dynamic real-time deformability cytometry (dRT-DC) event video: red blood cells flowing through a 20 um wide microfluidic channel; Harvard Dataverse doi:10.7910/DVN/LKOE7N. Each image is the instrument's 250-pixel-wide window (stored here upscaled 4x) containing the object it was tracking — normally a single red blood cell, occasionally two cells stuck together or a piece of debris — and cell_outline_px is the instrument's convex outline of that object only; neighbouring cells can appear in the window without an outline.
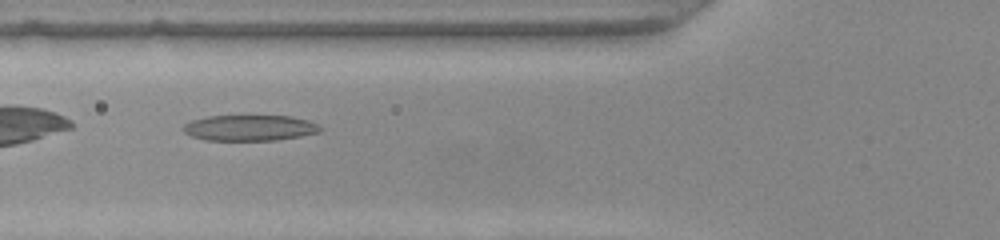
{"species": "common noctule bat (a hibernating species)", "species_latin": "Nyctalus noctula", "temperature_condition": "warm", "stored_images_in_passage": 32, "camera_frame_rate_fps": 3000, "um_per_image_px": 0.085, "animal": {"sex": "female", "body_mass_g": 22.0, "forearm_length_mm": 56.7}, "frame": {"image": 1, "passage_image": 4, "time_ms": 1.0, "image_size_px": [1000, 240], "cell_outline_px": [[324, 128], [320, 132], [300, 136], [276, 140], [204, 140], [192, 136], [184, 132], [184, 124], [192, 120], [208, 116], [292, 116], [308, 120]], "centroid_in_image_um": [21.25, 10.87], "position_along_channel_um": 104.6, "area_um2": 20.52}}
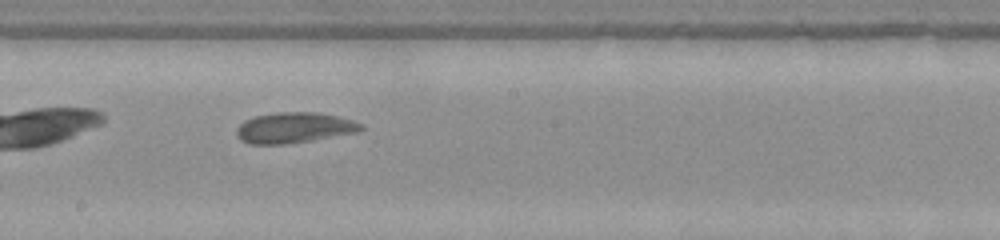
{"frame": {"image": 2, "passage_image": 13, "time_ms": 4.0, "image_size_px": [1000, 240], "cell_outline_px": [[364, 128], [360, 132], [312, 140], [284, 144], [252, 144], [240, 140], [236, 136], [236, 128], [244, 120], [256, 116], [276, 112], [320, 112], [352, 120], [364, 124]], "centroid_in_image_um": [25.02, 10.85], "position_along_channel_um": 223.2, "area_um2": 22.37}}
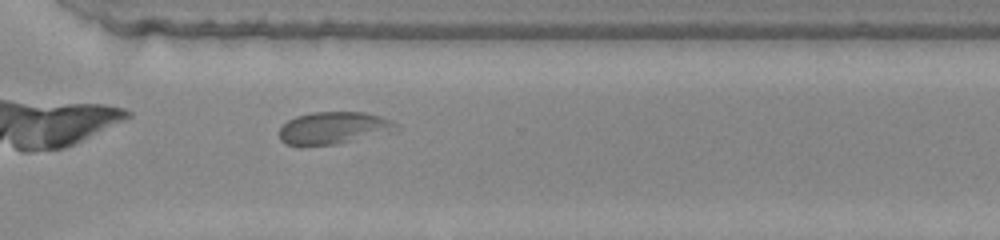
{"frame": {"image": 3, "passage_image": 22, "time_ms": 7.0, "image_size_px": [1000, 240], "cell_outline_px": [[400, 128], [392, 132], [340, 144], [284, 144], [280, 140], [280, 128], [288, 120], [296, 116], [312, 112], [364, 112], [380, 116], [392, 120], [400, 124]], "centroid_in_image_um": [28.44, 10.86], "position_along_channel_um": 342.2, "area_um2": 22.02}, "authors_computed_cell_mechanics": {"area_um2": 21.5883, "velocity_mm_per_s": 3.9587, "shape_relaxation_time_tau1_ms": 4.2373, "shape_relaxation_time_tau2_ms": 1.4489, "deformation_change_tau1": 0.1263, "deformation_change_tau2": 0.0611}}